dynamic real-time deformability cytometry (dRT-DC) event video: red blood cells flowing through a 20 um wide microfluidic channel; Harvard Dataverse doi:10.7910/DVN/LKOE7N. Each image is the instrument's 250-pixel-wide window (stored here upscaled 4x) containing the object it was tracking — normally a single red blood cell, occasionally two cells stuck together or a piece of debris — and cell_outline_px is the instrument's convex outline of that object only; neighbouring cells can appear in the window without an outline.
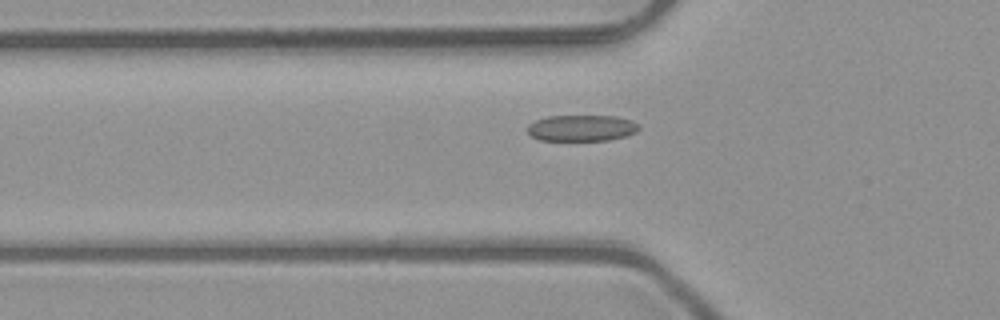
{"species": "common noctule bat (a hibernating species)", "species_latin": "Nyctalus noctula", "temperature_condition": "room temperature", "stored_images_in_passage": 45, "camera_frame_rate_fps": 3000, "um_per_image_px": 0.085, "animal": {"sex": "male", "body_mass_g": 23.1, "forearm_length_mm": 52.7}, "frame": {"image": 1, "passage_image": 17, "time_ms": 5.333, "image_size_px": [1000, 320], "cell_outline_px": [[640, 128], [636, 132], [624, 136], [608, 140], [540, 140], [532, 136], [528, 132], [528, 124], [536, 120], [548, 116], [616, 116], [632, 120], [640, 124]], "centroid_in_image_um": [49.46, 10.87], "position_along_channel_um": 76.3, "area_um2": 16.99}}
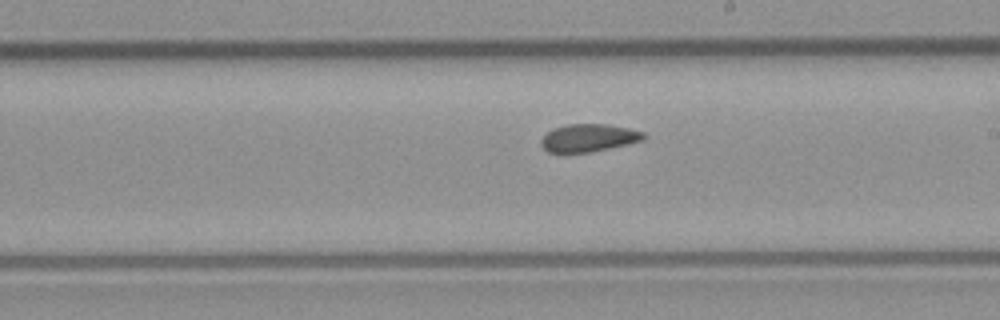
{"frame": {"image": 2, "passage_image": 29, "time_ms": 9.333, "image_size_px": [1000, 320], "cell_outline_px": [[644, 140], [628, 144], [588, 152], [548, 152], [540, 144], [540, 140], [552, 128], [568, 124], [608, 124], [628, 128], [644, 132]], "centroid_in_image_um": [50.03, 11.71], "position_along_channel_um": 239.0, "area_um2": 16.42}}
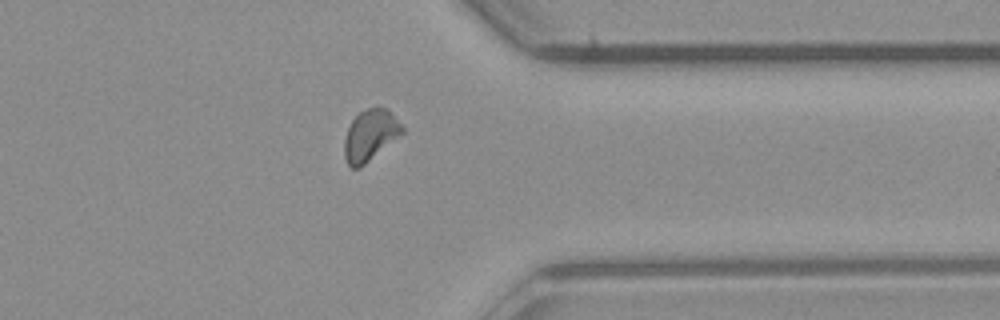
{"frame": {"image": 3, "passage_image": 40, "time_ms": 13.0, "image_size_px": [1000, 320], "cell_outline_px": [[404, 132], [360, 168], [352, 168], [348, 164], [344, 156], [344, 140], [348, 128], [352, 120], [360, 112], [368, 108], [388, 108], [404, 128]], "centroid_in_image_um": [31.46, 11.5], "position_along_channel_um": 379.9, "area_um2": 17.05}}